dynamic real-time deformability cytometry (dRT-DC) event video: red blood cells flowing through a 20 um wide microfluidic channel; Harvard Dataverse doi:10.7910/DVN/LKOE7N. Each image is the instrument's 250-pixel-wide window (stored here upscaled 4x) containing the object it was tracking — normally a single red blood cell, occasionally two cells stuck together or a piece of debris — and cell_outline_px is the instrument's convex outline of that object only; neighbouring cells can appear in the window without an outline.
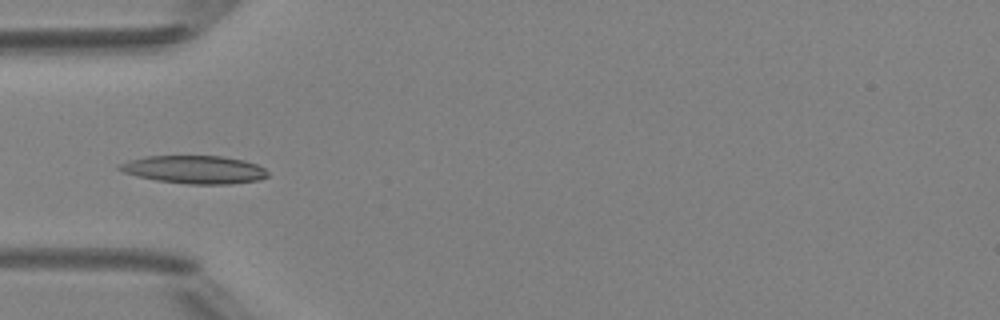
{"species": "Egyptian fruit bat (a non-hibernating species)", "species_latin": "Rousettus aegyptiacus", "temperature_condition": "room temperature", "stored_images_in_passage": 17, "camera_frame_rate_fps": 3000, "um_per_image_px": 0.085, "animal": {"sex": "female"}, "frame": {"image": 1, "passage_image": 3, "time_ms": 0.667, "image_size_px": [1000, 320], "cell_outline_px": [[268, 176], [256, 180], [228, 184], [188, 184], [156, 180], [136, 176], [124, 172], [116, 168], [120, 164], [128, 160], [144, 156], [220, 156], [244, 160], [256, 164], [264, 168], [268, 172]], "centroid_in_image_um": [16.5, 14.41], "position_along_channel_um": 68.5, "area_um2": 24.1}}